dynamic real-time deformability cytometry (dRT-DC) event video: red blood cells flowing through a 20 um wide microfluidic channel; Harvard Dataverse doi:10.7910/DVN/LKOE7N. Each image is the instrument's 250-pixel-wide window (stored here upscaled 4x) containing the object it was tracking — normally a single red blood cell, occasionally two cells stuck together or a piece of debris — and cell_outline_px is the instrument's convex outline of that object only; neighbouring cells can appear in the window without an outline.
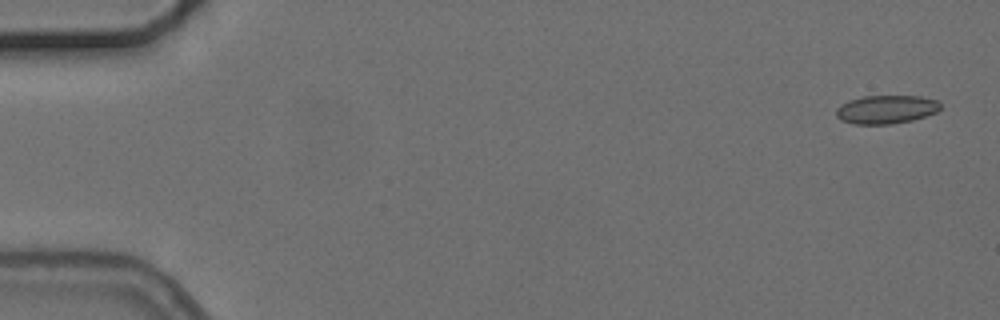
{"species": "common noctule bat (a hibernating species)", "species_latin": "Nyctalus noctula", "temperature_condition": "cold", "stored_images_in_passage": 6, "camera_frame_rate_fps": 3000, "um_per_image_px": 0.085, "animal": {"sex": "female", "body_mass_g": 24.6, "forearm_length_mm": 56.2}, "frame": {"image": 1, "passage_image": 1, "time_ms": 0.0, "image_size_px": [1000, 320], "cell_outline_px": [[940, 108], [936, 112], [912, 120], [892, 124], [856, 124], [840, 120], [836, 116], [836, 108], [840, 104], [848, 100], [864, 96], [920, 96], [936, 100], [940, 104]], "centroid_in_image_um": [75.28, 9.3], "position_along_channel_um": 9.7, "area_um2": 17.28}}
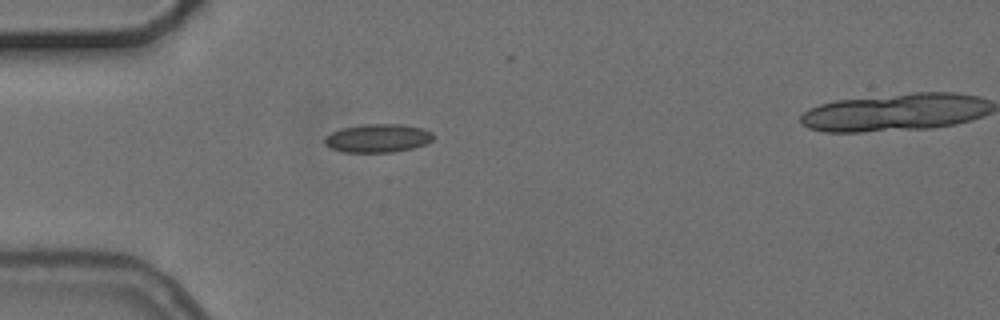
{"frame": {"image": 2, "passage_image": 5, "time_ms": 4.667, "image_size_px": [1000, 320], "cell_outline_px": [[436, 136], [432, 140], [424, 144], [412, 148], [392, 152], [344, 152], [332, 148], [324, 144], [324, 136], [340, 128], [364, 124], [404, 124], [424, 128], [432, 132]], "centroid_in_image_um": [32.12, 11.73], "position_along_channel_um": 52.9, "area_um2": 18.15}}